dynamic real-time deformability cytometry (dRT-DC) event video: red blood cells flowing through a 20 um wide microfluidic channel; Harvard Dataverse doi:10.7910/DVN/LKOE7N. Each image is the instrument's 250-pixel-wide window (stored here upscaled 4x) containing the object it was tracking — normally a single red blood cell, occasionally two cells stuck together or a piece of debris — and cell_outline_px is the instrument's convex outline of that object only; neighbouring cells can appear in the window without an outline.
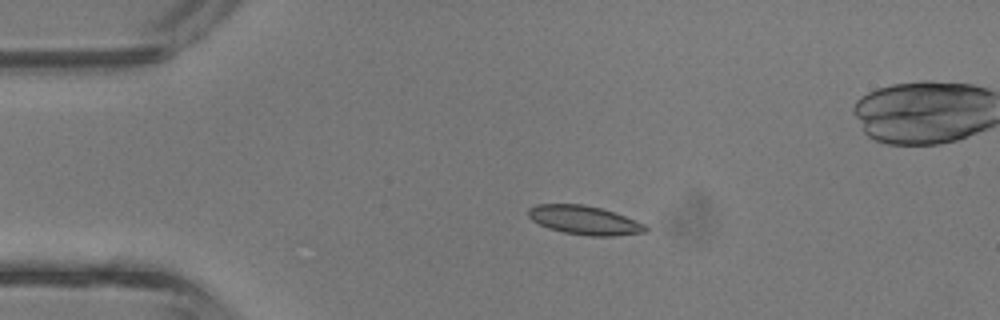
{"species": "common noctule bat (a hibernating species)", "species_latin": "Nyctalus noctula", "temperature_condition": "room temperature", "stored_images_in_passage": 5, "camera_frame_rate_fps": 3000, "um_per_image_px": 0.085, "animal": {"sex": "male", "body_mass_g": 13.3}, "frame": {"image": 1, "passage_image": 3, "time_ms": 0.667, "image_size_px": [1000, 320], "cell_outline_px": [[648, 232], [616, 236], [588, 236], [564, 232], [548, 228], [532, 220], [528, 216], [528, 208], [536, 204], [584, 204], [600, 208], [624, 216], [644, 224], [648, 228]], "centroid_in_image_um": [49.67, 18.72], "position_along_channel_um": 35.3, "area_um2": 19.65}}